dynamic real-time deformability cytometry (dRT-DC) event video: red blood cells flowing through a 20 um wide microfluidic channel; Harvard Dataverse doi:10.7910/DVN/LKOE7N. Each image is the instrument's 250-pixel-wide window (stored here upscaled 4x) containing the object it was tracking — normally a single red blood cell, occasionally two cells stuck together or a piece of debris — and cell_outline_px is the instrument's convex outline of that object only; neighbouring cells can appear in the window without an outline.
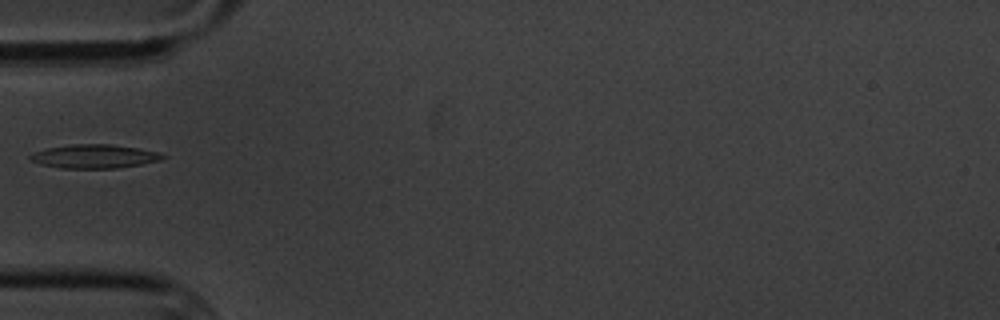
{"species": "common noctule bat (a hibernating species)", "species_latin": "Nyctalus noctula", "temperature_condition": "cold", "stored_images_in_passage": 5, "camera_frame_rate_fps": 3000, "um_per_image_px": 0.085, "animal": {"sex": "male", "body_mass_g": 20.1, "forearm_length_mm": 53.5}, "frame": {"image": 1, "passage_image": 3, "time_ms": 2.333, "image_size_px": [1000, 320], "cell_outline_px": [[168, 156], [160, 160], [140, 164], [116, 168], [60, 168], [40, 164], [32, 160], [28, 156], [36, 152], [48, 148], [72, 144], [112, 144], [160, 152]], "centroid_in_image_um": [8.05, 13.29], "position_along_channel_um": 76.9, "area_um2": 18.15}}
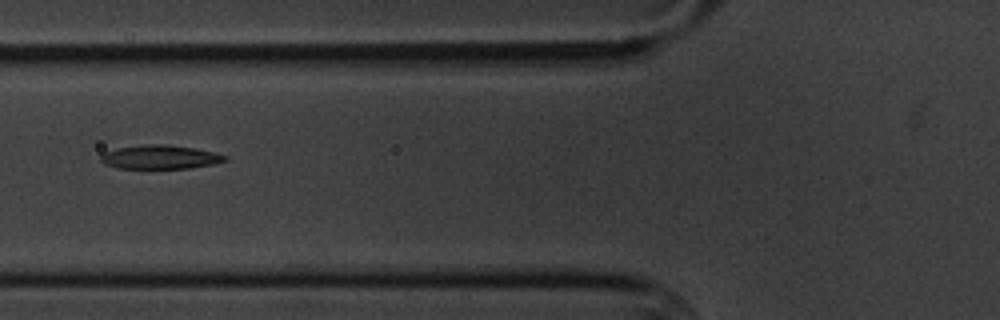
{"frame": {"image": 2, "passage_image": 4, "time_ms": 3.333, "image_size_px": [1000, 320], "cell_outline_px": [[228, 160], [212, 164], [188, 168], [120, 168], [104, 164], [100, 160], [100, 152], [116, 148], [148, 144], [164, 144], [192, 148], [216, 152], [228, 156]], "centroid_in_image_um": [13.57, 13.34], "position_along_channel_um": 112.2, "area_um2": 17.28}}
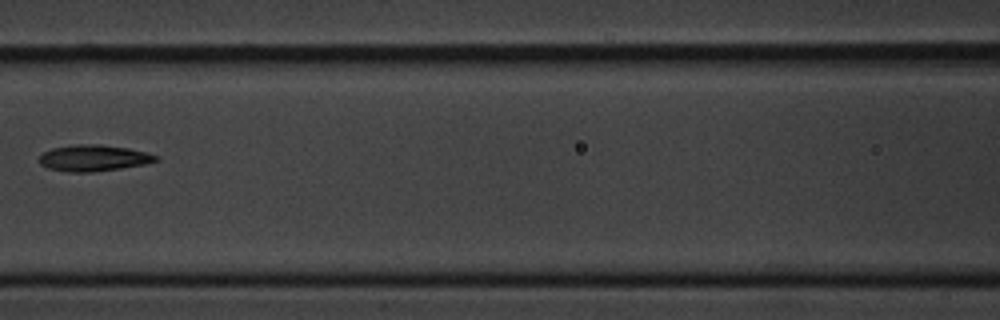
{"frame": {"image": 3, "passage_image": 5, "time_ms": 4.667, "image_size_px": [1000, 320], "cell_outline_px": [[160, 160], [144, 164], [120, 168], [92, 172], [68, 172], [48, 168], [40, 164], [40, 156], [44, 152], [52, 148], [76, 144], [100, 144], [128, 148], [160, 156]], "centroid_in_image_um": [7.96, 13.43], "position_along_channel_um": 158.6, "area_um2": 17.8}}